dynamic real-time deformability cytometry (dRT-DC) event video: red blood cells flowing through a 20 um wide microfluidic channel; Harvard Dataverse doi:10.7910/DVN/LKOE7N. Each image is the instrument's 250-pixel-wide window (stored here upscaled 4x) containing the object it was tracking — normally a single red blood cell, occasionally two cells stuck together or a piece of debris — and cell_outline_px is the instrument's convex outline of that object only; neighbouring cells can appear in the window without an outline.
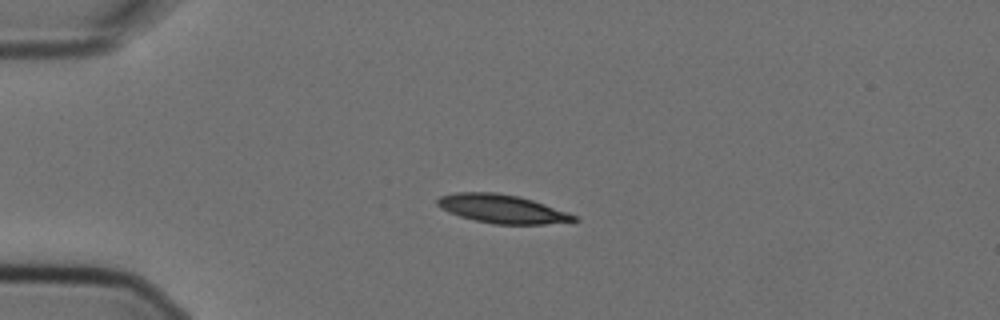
{"species": "Egyptian fruit bat (a non-hibernating species)", "species_latin": "Rousettus aegyptiacus", "temperature_condition": "cold", "stored_images_in_passage": 4, "camera_frame_rate_fps": 3000, "um_per_image_px": 0.085, "animal": {"sex": "female"}, "frame": {"image": 1, "passage_image": 3, "time_ms": 0.667, "image_size_px": [1000, 320], "cell_outline_px": [[580, 220], [544, 224], [492, 224], [460, 216], [448, 212], [440, 208], [436, 204], [436, 200], [440, 196], [456, 192], [496, 192], [520, 196], [568, 212], [576, 216]], "centroid_in_image_um": [42.65, 17.74], "position_along_channel_um": 42.4, "area_um2": 22.72}}